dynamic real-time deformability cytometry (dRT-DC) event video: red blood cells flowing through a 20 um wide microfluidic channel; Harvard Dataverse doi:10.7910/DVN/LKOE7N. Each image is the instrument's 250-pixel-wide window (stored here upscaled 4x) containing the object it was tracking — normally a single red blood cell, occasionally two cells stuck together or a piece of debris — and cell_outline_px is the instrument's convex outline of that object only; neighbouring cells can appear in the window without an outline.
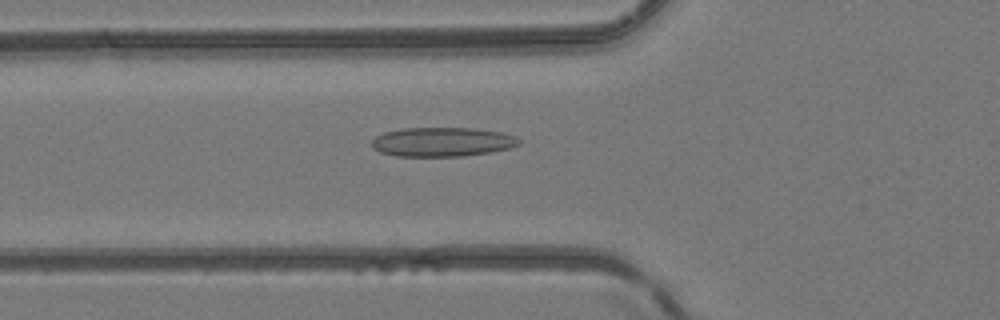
{"species": "common noctule bat (a hibernating species)", "species_latin": "Nyctalus noctula", "temperature_condition": "room temperature", "stored_images_in_passage": 46, "camera_frame_rate_fps": 3000, "um_per_image_px": 0.085, "animal": {"sex": "female", "body_mass_g": 24.6, "forearm_length_mm": 56.2}, "frame": {"image": 1, "passage_image": 16, "time_ms": 5.0, "image_size_px": [1000, 320], "cell_outline_px": [[520, 144], [508, 148], [492, 152], [464, 156], [396, 156], [380, 152], [372, 148], [372, 140], [376, 136], [384, 132], [404, 128], [476, 128], [500, 132], [516, 136], [520, 140]], "centroid_in_image_um": [37.59, 12.06], "position_along_channel_um": 88.2, "area_um2": 25.14}}
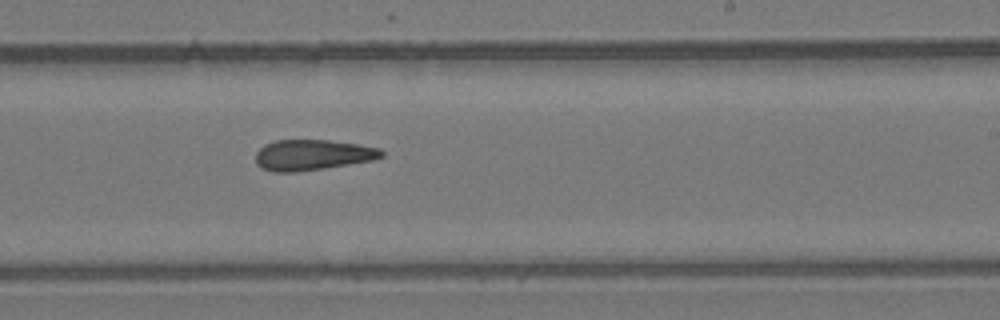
{"frame": {"image": 2, "passage_image": 28, "time_ms": 9.0, "image_size_px": [1000, 320], "cell_outline_px": [[384, 156], [372, 160], [324, 168], [296, 172], [272, 172], [260, 168], [256, 164], [256, 152], [264, 144], [276, 140], [328, 140], [356, 144], [380, 148], [384, 152]], "centroid_in_image_um": [26.52, 13.17], "position_along_channel_um": 262.5, "area_um2": 22.48}}
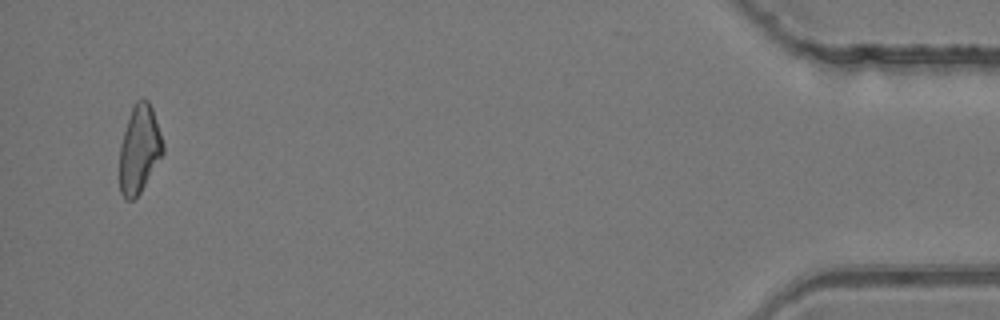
{"frame": {"image": 3, "passage_image": 45, "time_ms": 14.667, "image_size_px": [1000, 320], "cell_outline_px": [[164, 152], [140, 192], [132, 200], [124, 200], [120, 192], [120, 144], [132, 108], [136, 100], [148, 100], [152, 108], [164, 144]], "centroid_in_image_um": [11.84, 12.71], "position_along_channel_um": 423.4, "area_um2": 21.85}}